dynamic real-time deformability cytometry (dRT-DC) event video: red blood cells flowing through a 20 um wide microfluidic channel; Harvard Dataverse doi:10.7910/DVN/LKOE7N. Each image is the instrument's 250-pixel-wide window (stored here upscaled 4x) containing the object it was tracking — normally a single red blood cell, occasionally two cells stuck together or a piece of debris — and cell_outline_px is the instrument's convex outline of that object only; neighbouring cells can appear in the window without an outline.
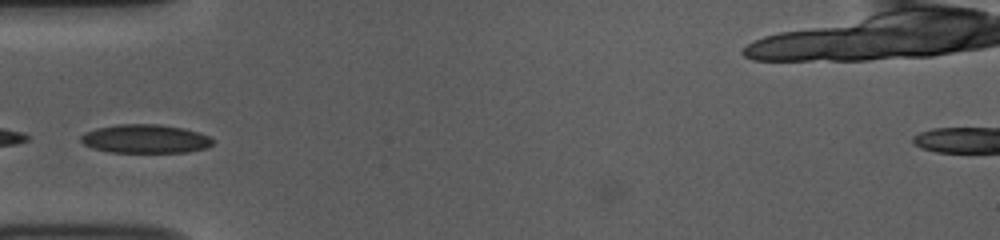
{"species": "common noctule bat (a hibernating species)", "species_latin": "Nyctalus noctula", "temperature_condition": "room temperature", "stored_images_in_passage": 29, "camera_frame_rate_fps": 3000, "um_per_image_px": 0.085, "animal": {"sex": "female", "body_mass_g": 10.0, "forearm_length_mm": 53.1}, "frame": {"image": 1, "passage_image": 6, "time_ms": 1.667, "image_size_px": [1000, 240], "cell_outline_px": [[216, 140], [208, 148], [188, 152], [108, 152], [92, 148], [84, 144], [80, 140], [80, 136], [84, 132], [96, 128], [116, 124], [160, 124], [184, 128], [208, 136]], "centroid_in_image_um": [12.34, 11.8], "position_along_channel_um": 72.7, "area_um2": 22.25}, "authors_computed_cell_mechanics": {"area_um2": 18.7272, "velocity_mm_per_s": 3.715, "shape_relaxation_time_tau1_ms": 2.0698, "shape_relaxation_time_tau2_ms": 4.8303, "deformation_change_tau1": 0.0459, "deformation_change_tau2": 0.0718}}